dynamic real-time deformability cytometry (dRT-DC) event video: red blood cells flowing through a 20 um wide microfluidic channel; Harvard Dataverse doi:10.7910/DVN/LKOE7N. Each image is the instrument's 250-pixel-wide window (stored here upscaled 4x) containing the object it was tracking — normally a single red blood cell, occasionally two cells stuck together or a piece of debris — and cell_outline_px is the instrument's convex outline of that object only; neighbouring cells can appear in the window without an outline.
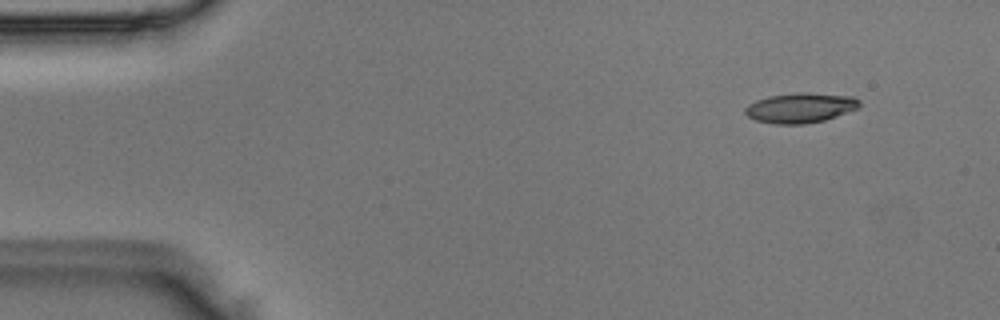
{"species": "Egyptian fruit bat (a non-hibernating species)", "species_latin": "Rousettus aegyptiacus", "temperature_condition": "room temperature", "stored_images_in_passage": 6, "camera_frame_rate_fps": 3000, "um_per_image_px": 0.085, "animal": {"sex": "male"}, "frame": {"image": 1, "passage_image": 2, "time_ms": 0.333, "image_size_px": [1000, 320], "cell_outline_px": [[860, 108], [824, 120], [804, 124], [772, 124], [756, 120], [748, 116], [744, 112], [744, 108], [748, 104], [756, 100], [768, 96], [852, 96], [860, 100]], "centroid_in_image_um": [67.99, 9.24], "position_along_channel_um": 17.0, "area_um2": 18.79}}
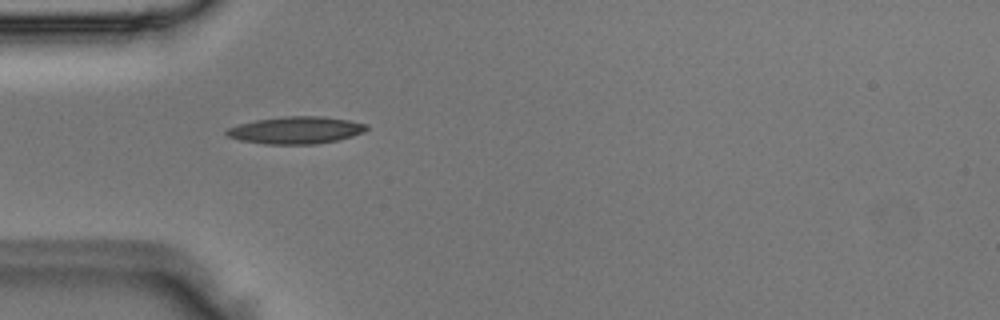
{"frame": {"image": 2, "passage_image": 5, "time_ms": 1.333, "image_size_px": [1000, 320], "cell_outline_px": [[368, 128], [364, 132], [352, 136], [336, 140], [316, 144], [264, 144], [240, 140], [228, 136], [224, 132], [228, 128], [240, 124], [256, 120], [284, 116], [324, 116], [348, 120], [368, 124]], "centroid_in_image_um": [25.17, 11.06], "position_along_channel_um": 59.8, "area_um2": 22.14}}
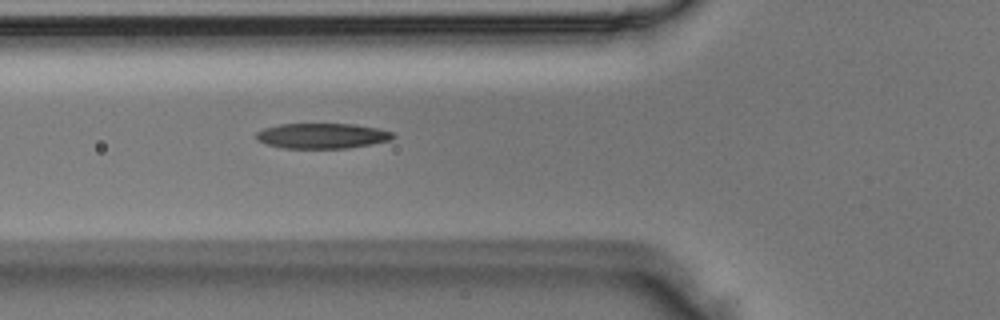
{"frame": {"image": 3, "passage_image": 6, "time_ms": 1.667, "image_size_px": [1000, 320], "cell_outline_px": [[396, 136], [388, 140], [348, 148], [284, 148], [264, 144], [256, 140], [256, 132], [264, 128], [280, 124], [356, 124], [380, 128], [392, 132]], "centroid_in_image_um": [27.35, 11.54], "position_along_channel_um": 98.5, "area_um2": 20.17}}